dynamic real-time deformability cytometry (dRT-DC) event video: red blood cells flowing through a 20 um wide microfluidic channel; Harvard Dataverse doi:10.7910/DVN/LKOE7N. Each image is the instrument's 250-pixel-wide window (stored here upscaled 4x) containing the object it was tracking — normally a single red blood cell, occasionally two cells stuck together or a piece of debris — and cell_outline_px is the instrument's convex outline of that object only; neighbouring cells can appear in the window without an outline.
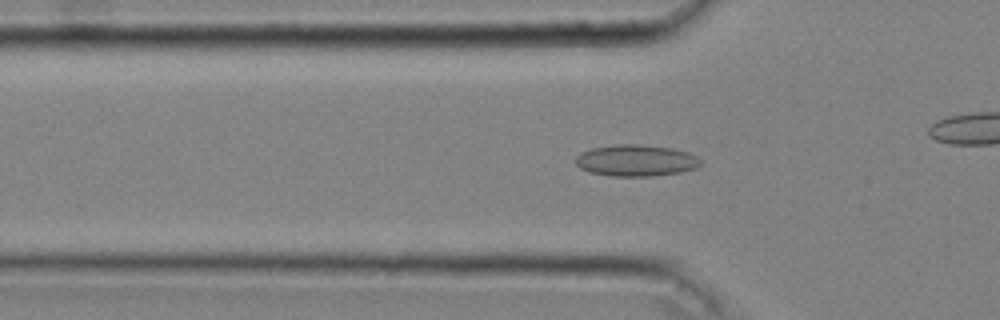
{"species": "common noctule bat (a hibernating species)", "species_latin": "Nyctalus noctula", "temperature_condition": "cold", "stored_images_in_passage": 38, "camera_frame_rate_fps": 3000, "um_per_image_px": 0.085, "animal": {"sex": "male", "body_mass_g": 20.4}, "frame": {"image": 1, "passage_image": 15, "time_ms": 4.667, "image_size_px": [1000, 320], "cell_outline_px": [[704, 164], [696, 168], [680, 172], [652, 176], [612, 176], [588, 172], [580, 168], [576, 164], [576, 156], [580, 152], [592, 148], [616, 144], [640, 144], [672, 148], [688, 152], [696, 156]], "centroid_in_image_um": [54.06, 13.64], "position_along_channel_um": 71.7, "area_um2": 23.12}}
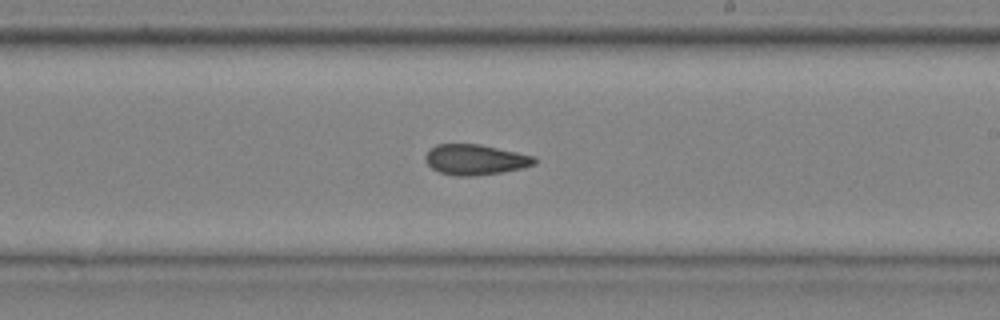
{"frame": {"image": 2, "passage_image": 28, "time_ms": 9.0, "image_size_px": [1000, 320], "cell_outline_px": [[536, 164], [524, 168], [500, 172], [468, 176], [456, 176], [440, 172], [432, 168], [428, 164], [424, 156], [428, 148], [436, 144], [480, 144], [536, 156]], "centroid_in_image_um": [40.4, 13.55], "position_along_channel_um": 248.6, "area_um2": 19.42}}
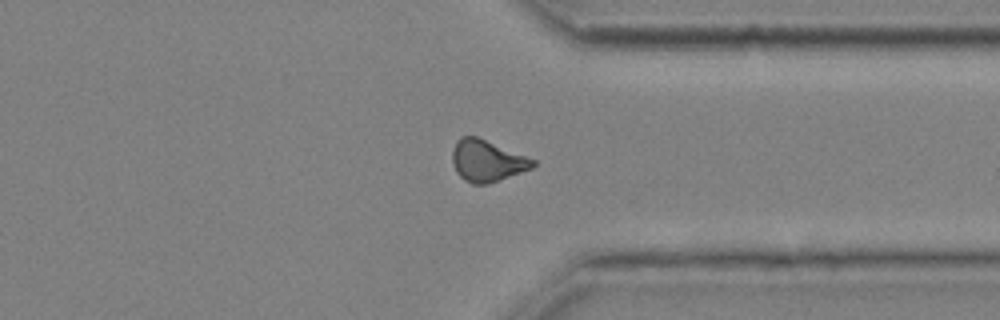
{"frame": {"image": 3, "passage_image": 37, "time_ms": 12.0, "image_size_px": [1000, 320], "cell_outline_px": [[536, 164], [532, 168], [488, 184], [472, 184], [464, 180], [456, 172], [452, 164], [452, 152], [456, 140], [460, 136], [476, 136], [536, 160]], "centroid_in_image_um": [41.37, 13.67], "position_along_channel_um": 370.0, "area_um2": 19.48}}